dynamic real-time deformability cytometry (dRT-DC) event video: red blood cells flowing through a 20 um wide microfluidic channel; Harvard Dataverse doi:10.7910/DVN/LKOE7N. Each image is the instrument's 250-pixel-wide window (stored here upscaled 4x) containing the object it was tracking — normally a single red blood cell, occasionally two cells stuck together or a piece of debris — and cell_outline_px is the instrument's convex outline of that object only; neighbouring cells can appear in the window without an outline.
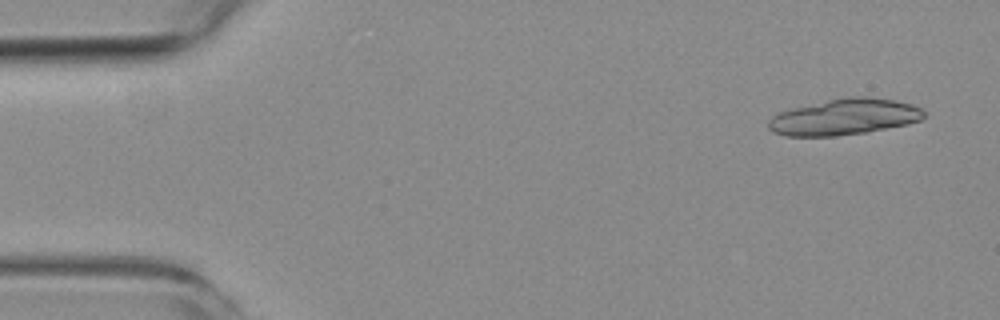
{"species": "common noctule bat (a hibernating species)", "species_latin": "Nyctalus noctula", "temperature_condition": "room temperature", "stored_images_in_passage": 5, "segment_of_instrument_passage": [1, 2], "camera_frame_rate_fps": 3000, "um_per_image_px": 0.085, "animal": {"sex": "female", "body_mass_g": 19.3, "forearm_length_mm": 54.1}, "frame": {"image": 1, "passage_image": 1, "time_ms": 0.0, "image_size_px": [1000, 320], "cell_outline_px": [[924, 116], [920, 120], [908, 124], [864, 132], [836, 136], [784, 136], [772, 132], [768, 128], [768, 120], [772, 116], [780, 112], [792, 108], [828, 100], [848, 96], [868, 96], [892, 100], [912, 104], [920, 108], [924, 112]], "centroid_in_image_um": [71.74, 9.94], "position_along_channel_um": 13.3, "area_um2": 32.6}}